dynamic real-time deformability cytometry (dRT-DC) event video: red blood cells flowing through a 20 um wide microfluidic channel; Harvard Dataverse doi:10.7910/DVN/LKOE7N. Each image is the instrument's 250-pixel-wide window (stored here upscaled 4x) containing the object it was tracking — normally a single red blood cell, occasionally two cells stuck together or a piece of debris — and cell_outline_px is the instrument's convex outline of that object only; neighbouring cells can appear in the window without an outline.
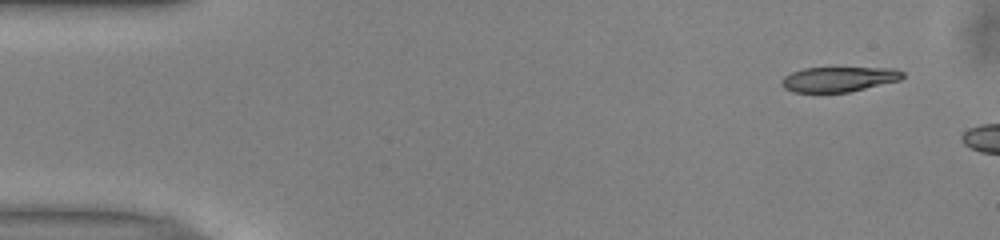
{"species": "common noctule bat (a hibernating species)", "species_latin": "Nyctalus noctula", "temperature_condition": "warm", "stored_images_in_passage": 5, "camera_frame_rate_fps": 3000, "um_per_image_px": 0.085, "animal": {"sex": "male", "body_mass_g": 13.0, "forearm_length_mm": 53.1}, "frame": {"image": 1, "passage_image": 1, "time_ms": 0.0, "image_size_px": [1000, 240], "cell_outline_px": [[904, 76], [900, 80], [848, 92], [792, 92], [784, 88], [780, 84], [780, 80], [784, 76], [792, 72], [804, 68], [896, 68], [904, 72]], "centroid_in_image_um": [71.27, 6.73], "position_along_channel_um": 13.7, "area_um2": 17.63}}